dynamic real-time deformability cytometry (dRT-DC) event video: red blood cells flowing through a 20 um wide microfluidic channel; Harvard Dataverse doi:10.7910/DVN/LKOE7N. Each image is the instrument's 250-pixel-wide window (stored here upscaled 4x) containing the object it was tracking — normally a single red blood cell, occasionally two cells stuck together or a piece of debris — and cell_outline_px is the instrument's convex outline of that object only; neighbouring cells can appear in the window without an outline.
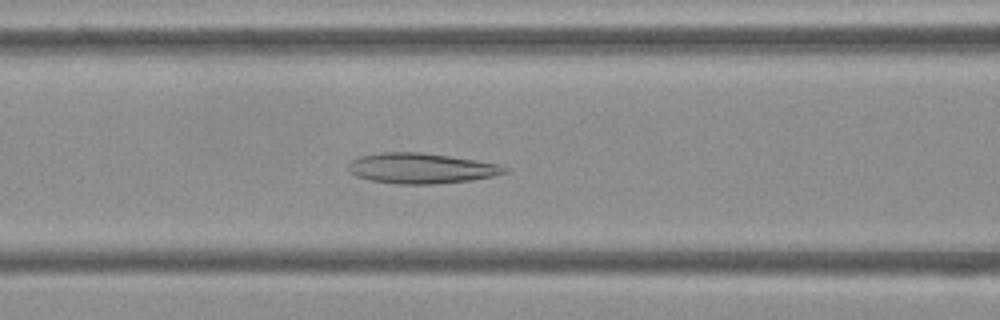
{"species": "Egyptian fruit bat (a non-hibernating species)", "species_latin": "Rousettus aegyptiacus", "temperature_condition": "cold", "stored_images_in_passage": 53, "camera_frame_rate_fps": 3000, "um_per_image_px": 0.085, "frame": {"image": 1, "passage_image": 21, "time_ms": 6.667, "image_size_px": [1000, 320], "cell_outline_px": [[508, 172], [492, 176], [472, 180], [432, 184], [396, 184], [372, 180], [356, 176], [348, 168], [348, 164], [352, 160], [360, 156], [380, 152], [420, 152], [476, 160], [500, 164], [508, 168]], "centroid_in_image_um": [35.81, 14.3], "position_along_channel_um": 130.8, "area_um2": 27.57}}
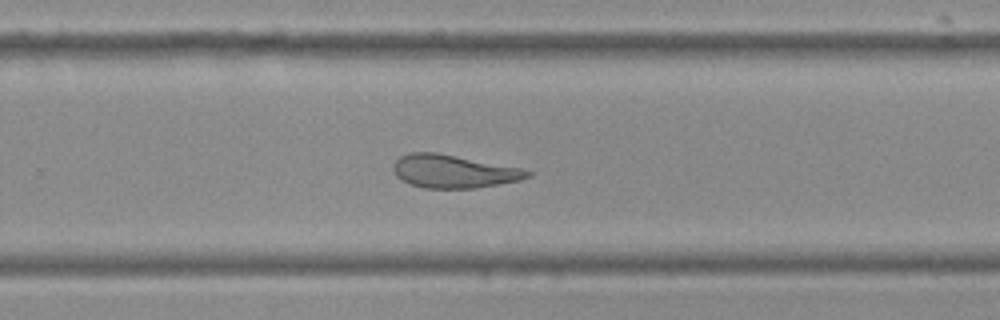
{"frame": {"image": 2, "passage_image": 34, "time_ms": 11.0, "image_size_px": [1000, 320], "cell_outline_px": [[532, 176], [520, 180], [476, 188], [424, 188], [400, 180], [396, 176], [392, 168], [392, 164], [400, 156], [408, 152], [436, 152], [520, 168], [532, 172]], "centroid_in_image_um": [38.51, 14.56], "position_along_channel_um": 291.3, "area_um2": 25.84}}
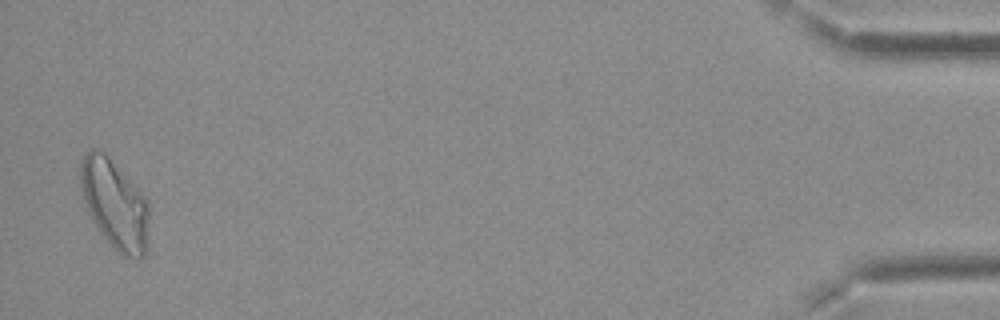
{"frame": {"image": 3, "passage_image": 52, "time_ms": 17.0, "image_size_px": [1000, 320], "cell_outline_px": [[148, 252], [140, 260], [124, 256], [116, 252], [104, 236], [88, 212], [84, 200], [80, 184], [80, 164], [84, 156], [92, 148], [104, 152], [108, 156], [144, 196], [148, 204]], "centroid_in_image_um": [9.77, 17.41], "position_along_channel_um": 425.4, "area_um2": 35.43}, "authors_computed_cell_mechanics": {"area_um2": 29.2468, "velocity_mm_per_s": 3.7053, "shape_relaxation_time_tau1_ms": null, "shape_relaxation_time_tau2_ms": 2.6088, "deformation_change_tau1": null, "deformation_change_tau2": 0.102}}